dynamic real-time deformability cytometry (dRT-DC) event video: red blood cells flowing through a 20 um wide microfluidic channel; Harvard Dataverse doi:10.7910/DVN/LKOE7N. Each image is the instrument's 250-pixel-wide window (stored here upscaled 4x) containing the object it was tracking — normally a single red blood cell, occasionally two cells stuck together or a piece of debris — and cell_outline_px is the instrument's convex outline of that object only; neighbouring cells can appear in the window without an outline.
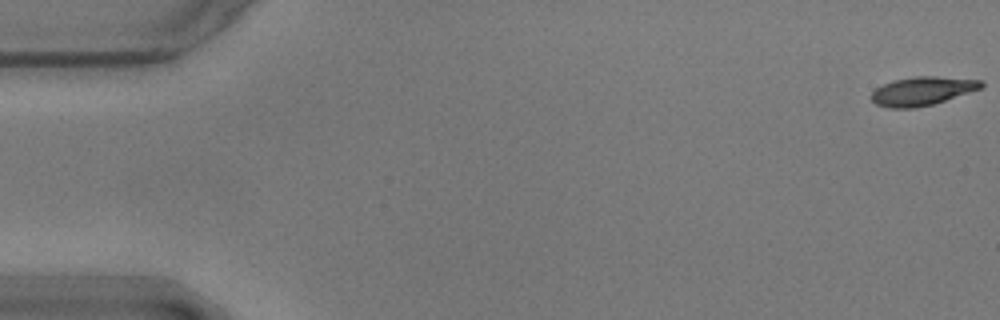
{"species": "common noctule bat (a hibernating species)", "species_latin": "Nyctalus noctula", "temperature_condition": "warm", "stored_images_in_passage": 57, "camera_frame_rate_fps": 3000, "um_per_image_px": 0.085, "animal": {"sex": "male", "body_mass_g": 17.9}, "frame": {"image": 1, "passage_image": 1, "time_ms": 0.0, "image_size_px": [1000, 320], "cell_outline_px": [[984, 84], [980, 88], [932, 104], [916, 108], [888, 108], [876, 104], [872, 100], [872, 92], [876, 88], [892, 80], [916, 76], [936, 76], [984, 80]], "centroid_in_image_um": [78.37, 7.73], "position_along_channel_um": 6.6, "area_um2": 18.15}}
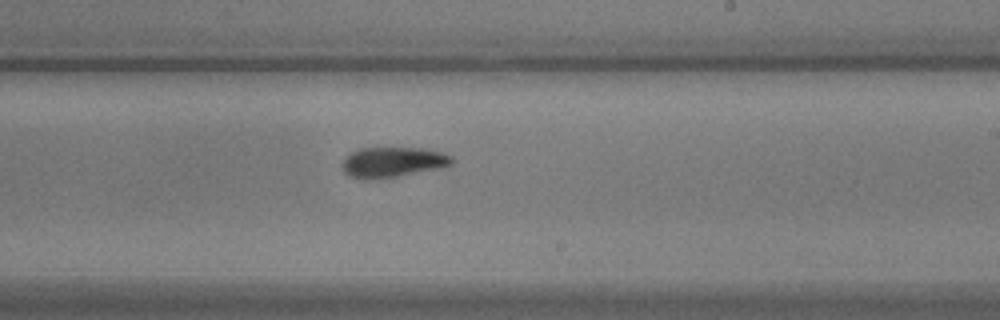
{"frame": {"image": 2, "passage_image": 34, "time_ms": 11.0, "image_size_px": [1000, 320], "cell_outline_px": [[456, 160], [452, 164], [440, 168], [396, 176], [368, 180], [348, 176], [344, 172], [344, 160], [352, 152], [360, 148], [424, 148], [440, 152], [452, 156]], "centroid_in_image_um": [33.42, 13.78], "position_along_channel_um": 255.6, "area_um2": 19.13}}
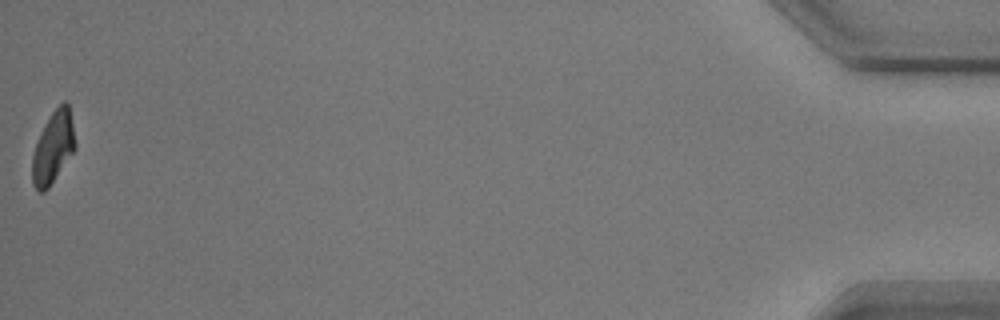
{"frame": {"image": 3, "passage_image": 57, "time_ms": 18.667, "image_size_px": [1000, 320], "cell_outline_px": [[76, 148], [48, 188], [44, 192], [40, 192], [32, 184], [32, 156], [36, 144], [52, 112], [64, 100], [68, 104], [76, 144]], "centroid_in_image_um": [4.52, 12.57], "position_along_channel_um": 430.7, "area_um2": 17.46}, "authors_computed_cell_mechanics": {"area_um2": 19.0162, "velocity_mm_per_s": 3.5512, "shape_relaxation_time_tau1_ms": 3.5773, "shape_relaxation_time_tau2_ms": 4.0623, "deformation_change_tau1": 0.1541, "deformation_change_tau2": 0.1071}}